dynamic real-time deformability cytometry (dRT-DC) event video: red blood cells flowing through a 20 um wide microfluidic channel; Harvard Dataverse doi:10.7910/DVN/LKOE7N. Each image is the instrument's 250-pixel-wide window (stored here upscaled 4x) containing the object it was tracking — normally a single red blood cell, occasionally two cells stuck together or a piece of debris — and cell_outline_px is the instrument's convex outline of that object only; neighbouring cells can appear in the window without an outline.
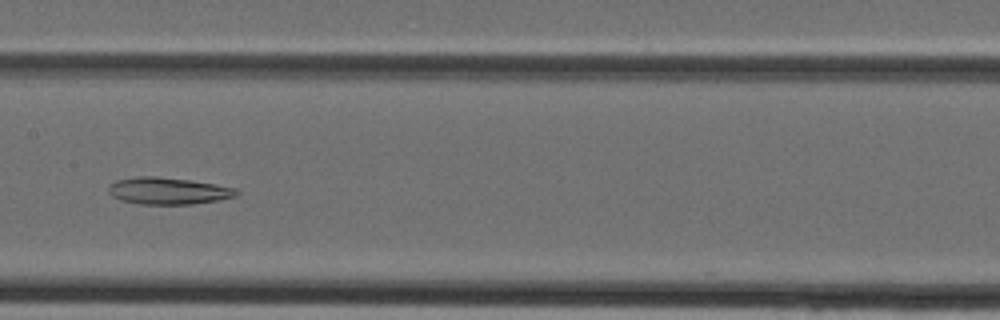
{"species": "Egyptian fruit bat (a non-hibernating species)", "species_latin": "Rousettus aegyptiacus", "temperature_condition": "cold", "stored_images_in_passage": 39, "camera_frame_rate_fps": 3000, "um_per_image_px": 0.085, "animal": {"sex": "female"}, "frame": {"image": 1, "passage_image": 20, "time_ms": 6.333, "image_size_px": [1000, 320], "cell_outline_px": [[240, 192], [236, 196], [220, 200], [192, 204], [140, 204], [120, 200], [112, 196], [108, 192], [108, 188], [116, 180], [140, 176], [156, 176], [188, 180], [216, 184], [236, 188]], "centroid_in_image_um": [14.31, 16.23], "position_along_channel_um": 193.1, "area_um2": 20.06}}
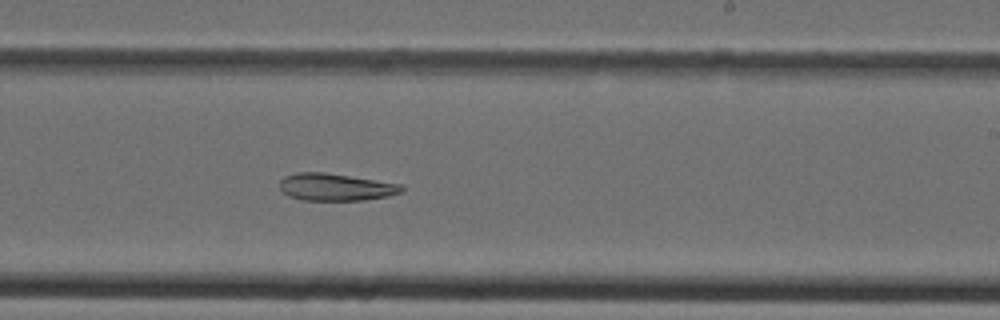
{"frame": {"image": 2, "passage_image": 24, "time_ms": 7.667, "image_size_px": [1000, 320], "cell_outline_px": [[404, 192], [388, 196], [364, 200], [300, 200], [288, 196], [280, 188], [280, 180], [284, 176], [296, 172], [324, 172], [376, 180], [400, 184], [404, 188]], "centroid_in_image_um": [28.52, 15.9], "position_along_channel_um": 260.5, "area_um2": 19.42}}
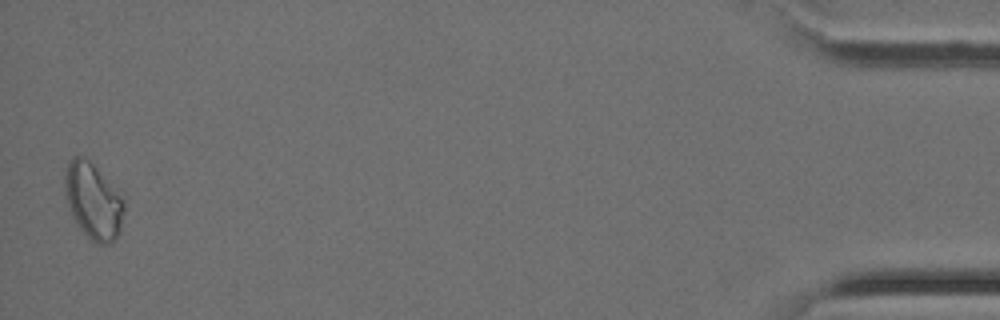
{"frame": {"image": 3, "passage_image": 39, "time_ms": 12.667, "image_size_px": [1000, 320], "cell_outline_px": [[124, 212], [120, 232], [112, 244], [96, 244], [80, 228], [72, 216], [64, 192], [64, 176], [68, 164], [72, 156], [80, 156], [88, 160], [92, 164], [120, 196], [124, 204]], "centroid_in_image_um": [7.9, 17.13], "position_along_channel_um": 427.3, "area_um2": 25.72}}